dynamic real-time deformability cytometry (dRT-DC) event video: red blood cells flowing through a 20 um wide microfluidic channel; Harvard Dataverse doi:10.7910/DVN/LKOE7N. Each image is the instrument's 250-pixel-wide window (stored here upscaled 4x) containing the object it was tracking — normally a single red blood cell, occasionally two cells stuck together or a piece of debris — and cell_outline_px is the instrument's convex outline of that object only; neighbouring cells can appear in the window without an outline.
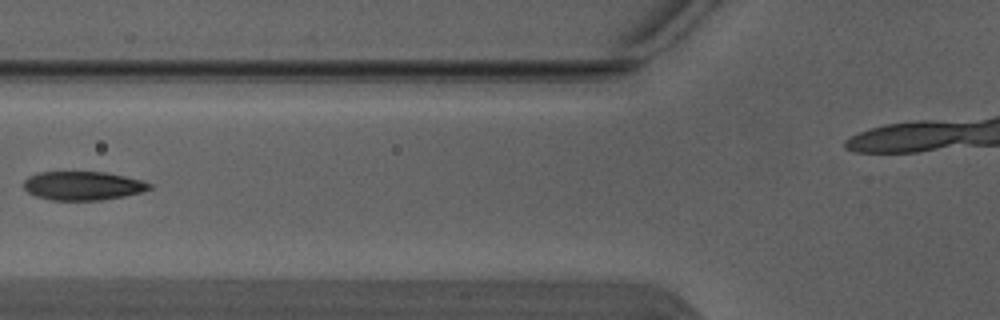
{"species": "Egyptian fruit bat (a non-hibernating species)", "species_latin": "Rousettus aegyptiacus", "temperature_condition": "warm", "stored_images_in_passage": 2, "camera_frame_rate_fps": 3000, "um_per_image_px": 0.085, "animal": {"sex": "male"}, "frame": {"image": 1, "passage_image": 2, "time_ms": 0.333, "image_size_px": [1000, 320], "cell_outline_px": [[152, 188], [140, 192], [124, 196], [100, 200], [52, 200], [36, 196], [28, 192], [24, 188], [24, 180], [28, 176], [36, 172], [104, 172], [124, 176], [140, 180], [152, 184]], "centroid_in_image_um": [7.01, 15.78], "position_along_channel_um": 118.8, "area_um2": 20.98}}